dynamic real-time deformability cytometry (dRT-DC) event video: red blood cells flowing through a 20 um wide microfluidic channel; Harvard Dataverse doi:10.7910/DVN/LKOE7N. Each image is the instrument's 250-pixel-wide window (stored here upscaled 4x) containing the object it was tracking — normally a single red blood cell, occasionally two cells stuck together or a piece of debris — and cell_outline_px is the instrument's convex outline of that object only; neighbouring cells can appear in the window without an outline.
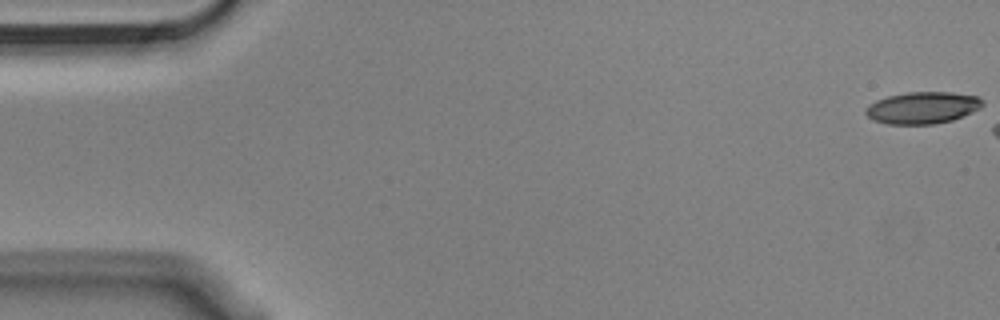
{"species": "Egyptian fruit bat (a non-hibernating species)", "species_latin": "Rousettus aegyptiacus", "temperature_condition": "cold", "stored_images_in_passage": 16, "camera_frame_rate_fps": 3000, "um_per_image_px": 0.085, "animal": {"sex": "male"}, "frame": {"image": 1, "passage_image": 1, "time_ms": 0.0, "image_size_px": [1000, 320], "cell_outline_px": [[984, 104], [980, 108], [972, 112], [952, 120], [932, 124], [888, 124], [872, 120], [864, 112], [864, 108], [868, 104], [876, 100], [888, 96], [908, 92], [952, 92], [980, 96], [984, 100]], "centroid_in_image_um": [78.42, 9.15], "position_along_channel_um": 6.6, "area_um2": 21.91}}
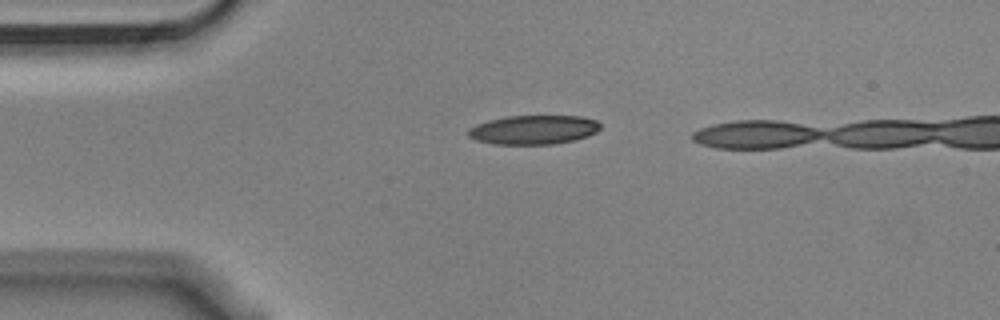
{"frame": {"image": 2, "passage_image": 13, "time_ms": 4.0, "image_size_px": [1000, 320], "cell_outline_px": [[600, 128], [596, 132], [588, 136], [576, 140], [556, 144], [492, 144], [476, 140], [468, 136], [468, 128], [476, 124], [488, 120], [508, 116], [580, 116], [596, 120], [600, 124]], "centroid_in_image_um": [45.35, 11.03], "position_along_channel_um": 39.7, "area_um2": 22.54}}